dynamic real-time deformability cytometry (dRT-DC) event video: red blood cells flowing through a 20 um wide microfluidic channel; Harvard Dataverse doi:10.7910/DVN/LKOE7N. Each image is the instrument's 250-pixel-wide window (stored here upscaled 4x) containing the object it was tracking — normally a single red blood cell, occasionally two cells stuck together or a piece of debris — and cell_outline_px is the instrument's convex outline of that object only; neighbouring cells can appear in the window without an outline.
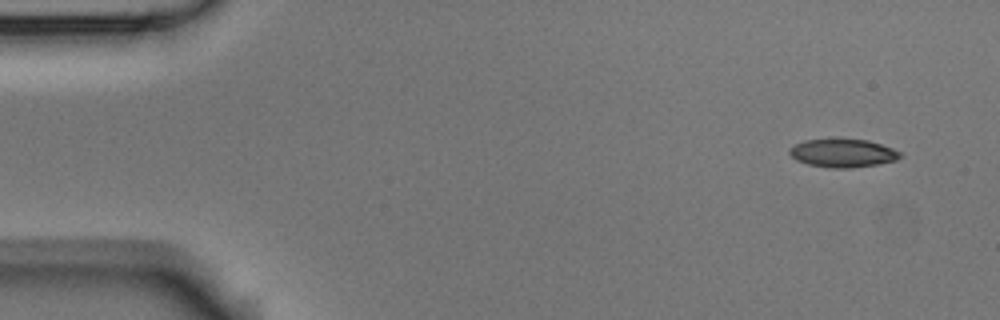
{"species": "Egyptian fruit bat (a non-hibernating species)", "species_latin": "Rousettus aegyptiacus", "temperature_condition": "room temperature", "stored_images_in_passage": 3, "camera_frame_rate_fps": 3000, "um_per_image_px": 0.085, "animal": {"sex": "male"}, "frame": {"image": 1, "passage_image": 1, "time_ms": 0.0, "image_size_px": [1000, 320], "cell_outline_px": [[904, 156], [896, 160], [876, 164], [848, 168], [832, 168], [808, 164], [796, 160], [788, 152], [796, 144], [804, 140], [832, 136], [836, 136], [868, 140], [892, 148], [900, 152]], "centroid_in_image_um": [71.63, 12.96], "position_along_channel_um": 13.4, "area_um2": 18.79}}